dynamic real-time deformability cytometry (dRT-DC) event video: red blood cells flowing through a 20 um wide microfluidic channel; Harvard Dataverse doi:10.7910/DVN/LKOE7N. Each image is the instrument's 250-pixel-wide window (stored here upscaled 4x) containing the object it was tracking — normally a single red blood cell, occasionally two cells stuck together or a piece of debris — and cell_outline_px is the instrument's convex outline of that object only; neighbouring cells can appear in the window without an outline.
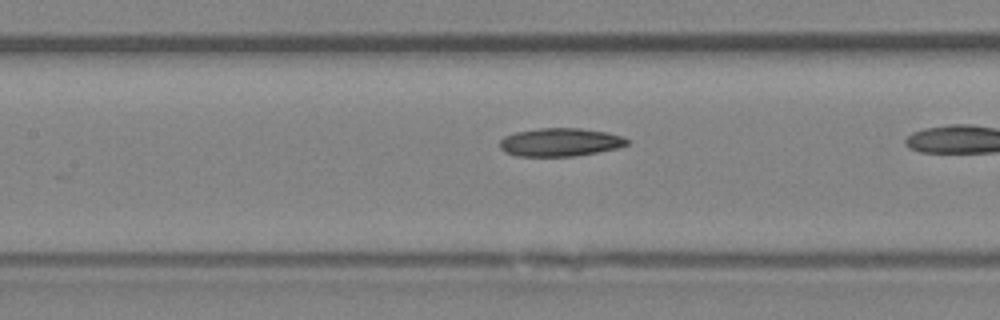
{"species": "Egyptian fruit bat (a non-hibernating species)", "species_latin": "Rousettus aegyptiacus", "temperature_condition": "room temperature", "stored_images_in_passage": 16, "camera_frame_rate_fps": 3000, "um_per_image_px": 0.085, "animal": {"sex": "female"}, "frame": {"image": 1, "passage_image": 12, "time_ms": 3.667, "image_size_px": [1000, 320], "cell_outline_px": [[628, 144], [620, 148], [572, 156], [516, 156], [504, 152], [500, 148], [500, 140], [504, 136], [516, 132], [540, 128], [580, 128], [608, 132], [624, 136], [628, 140]], "centroid_in_image_um": [47.62, 12.08], "position_along_channel_um": 159.8, "area_um2": 21.04}}